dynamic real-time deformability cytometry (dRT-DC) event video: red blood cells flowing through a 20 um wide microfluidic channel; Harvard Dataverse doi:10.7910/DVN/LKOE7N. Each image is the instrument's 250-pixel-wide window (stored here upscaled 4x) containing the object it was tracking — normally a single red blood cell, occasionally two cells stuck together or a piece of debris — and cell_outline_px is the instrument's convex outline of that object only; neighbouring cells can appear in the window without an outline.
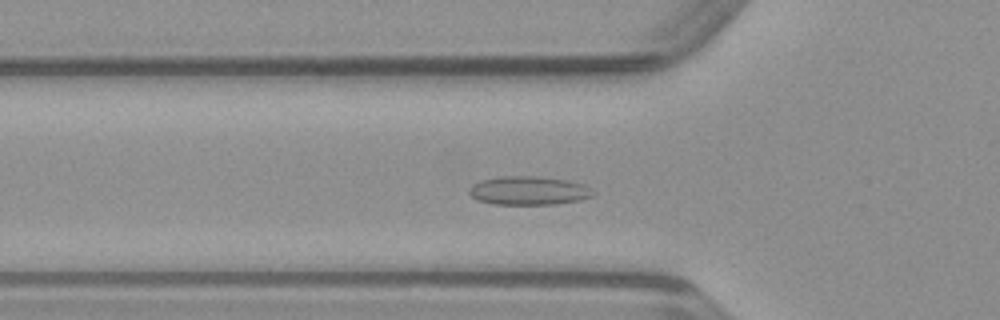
{"species": "common noctule bat (a hibernating species)", "species_latin": "Nyctalus noctula", "temperature_condition": "warm", "stored_images_in_passage": 42, "camera_frame_rate_fps": 3000, "um_per_image_px": 0.085, "animal": {"sex": "male", "body_mass_g": 23.1, "forearm_length_mm": 52.7}, "frame": {"image": 1, "passage_image": 14, "time_ms": 4.333, "image_size_px": [1000, 320], "cell_outline_px": [[596, 192], [592, 196], [580, 200], [552, 204], [496, 204], [480, 200], [472, 196], [468, 192], [468, 188], [472, 184], [480, 180], [500, 176], [540, 176], [568, 180], [584, 184]], "centroid_in_image_um": [44.95, 16.18], "position_along_channel_um": 80.9, "area_um2": 20.75}}
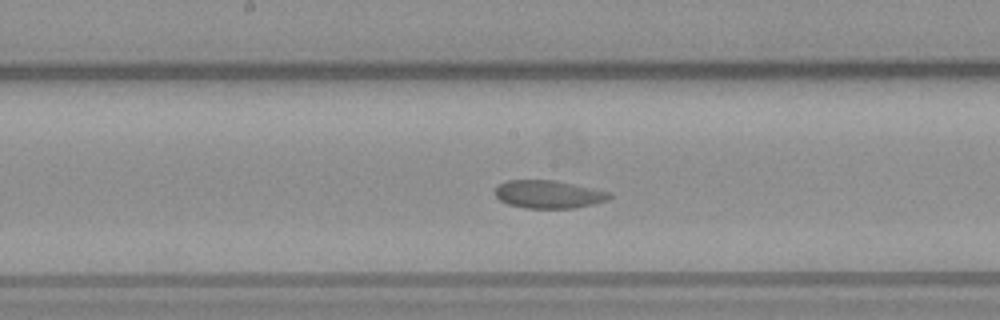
{"frame": {"image": 2, "passage_image": 23, "time_ms": 7.333, "image_size_px": [1000, 320], "cell_outline_px": [[612, 196], [608, 200], [592, 204], [572, 208], [524, 208], [508, 204], [500, 200], [496, 196], [496, 188], [500, 184], [508, 180], [556, 180], [612, 192]], "centroid_in_image_um": [46.66, 16.51], "position_along_channel_um": 201.5, "area_um2": 18.61}}
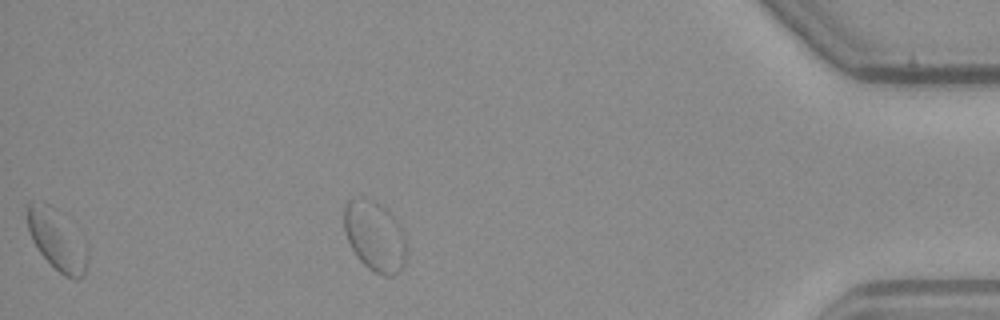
{"frame": {"image": 3, "passage_image": 42, "time_ms": 13.667, "image_size_px": [1000, 320], "cell_outline_px": [[404, 264], [400, 272], [392, 276], [384, 276], [368, 268], [356, 256], [348, 240], [344, 228], [344, 204], [348, 200], [372, 200], [388, 208], [400, 224], [404, 232]], "centroid_in_image_um": [31.87, 20.08], "position_along_channel_um": 403.3, "area_um2": 25.37}}